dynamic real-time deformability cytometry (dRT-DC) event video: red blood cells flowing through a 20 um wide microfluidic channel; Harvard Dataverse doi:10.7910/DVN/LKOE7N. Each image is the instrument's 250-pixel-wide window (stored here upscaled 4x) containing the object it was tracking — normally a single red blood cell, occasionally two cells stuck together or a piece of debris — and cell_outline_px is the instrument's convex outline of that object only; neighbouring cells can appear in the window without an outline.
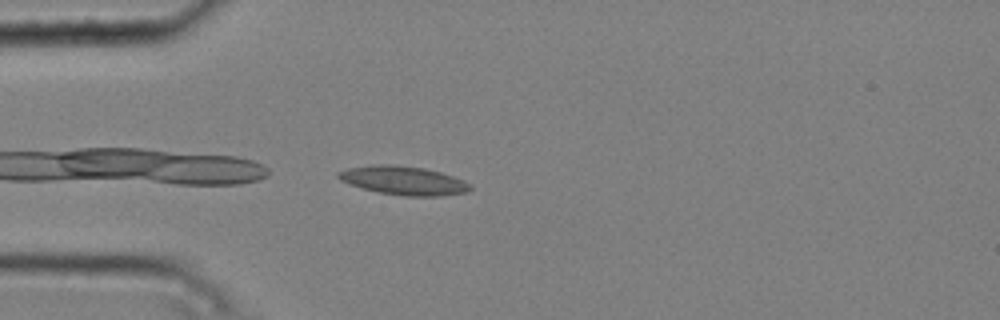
{"species": "common noctule bat (a hibernating species)", "species_latin": "Nyctalus noctula", "temperature_condition": "cold", "stored_images_in_passage": 4, "camera_frame_rate_fps": 3000, "um_per_image_px": 0.085, "animal": {"sex": "male", "body_mass_g": 20.4}, "frame": {"image": 1, "passage_image": 4, "time_ms": 1.0, "image_size_px": [1000, 320], "cell_outline_px": [[472, 188], [468, 192], [440, 196], [404, 196], [380, 192], [364, 188], [340, 180], [336, 176], [336, 172], [348, 168], [372, 164], [392, 164], [424, 168], [440, 172], [464, 180], [472, 184]], "centroid_in_image_um": [34.32, 15.33], "position_along_channel_um": 50.7, "area_um2": 22.08}}